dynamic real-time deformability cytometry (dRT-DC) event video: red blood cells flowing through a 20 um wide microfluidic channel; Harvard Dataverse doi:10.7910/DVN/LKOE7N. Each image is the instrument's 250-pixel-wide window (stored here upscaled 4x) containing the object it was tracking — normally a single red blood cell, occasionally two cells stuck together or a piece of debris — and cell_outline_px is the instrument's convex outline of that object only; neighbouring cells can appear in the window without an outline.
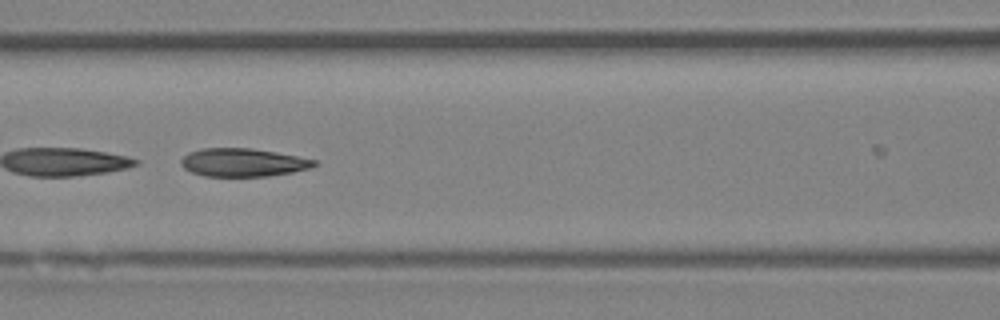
{"species": "Egyptian fruit bat (a non-hibernating species)", "species_latin": "Rousettus aegyptiacus", "temperature_condition": "room temperature", "stored_images_in_passage": 31, "camera_frame_rate_fps": 3000, "um_per_image_px": 0.085, "animal": {"sex": "female"}, "frame": {"image": 1, "passage_image": 22, "time_ms": 7.0, "image_size_px": [1000, 320], "cell_outline_px": [[316, 164], [312, 168], [292, 172], [268, 176], [204, 176], [192, 172], [184, 168], [180, 164], [180, 160], [188, 152], [204, 148], [252, 148], [276, 152], [316, 160]], "centroid_in_image_um": [20.64, 13.81], "position_along_channel_um": 146.0, "area_um2": 21.85}}